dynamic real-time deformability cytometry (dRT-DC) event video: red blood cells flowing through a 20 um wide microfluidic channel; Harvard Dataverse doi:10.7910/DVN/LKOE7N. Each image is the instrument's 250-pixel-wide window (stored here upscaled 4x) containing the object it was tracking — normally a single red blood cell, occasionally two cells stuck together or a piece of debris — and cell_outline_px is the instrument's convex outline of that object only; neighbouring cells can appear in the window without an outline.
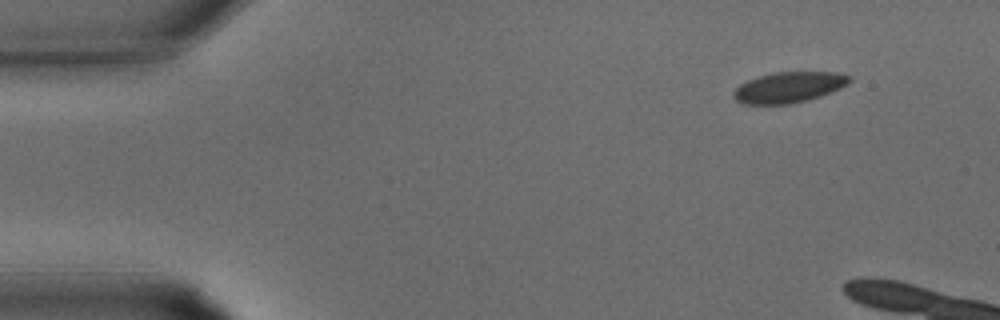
{"species": "common noctule bat (a hibernating species)", "species_latin": "Nyctalus noctula", "temperature_condition": "warm", "stored_images_in_passage": 5, "camera_frame_rate_fps": 3000, "um_per_image_px": 0.085, "animal": {"sex": "male", "body_mass_g": 15.6}, "frame": {"image": 1, "passage_image": 1, "time_ms": 0.0, "image_size_px": [1000, 320], "cell_outline_px": [[852, 80], [848, 84], [840, 88], [820, 96], [808, 100], [788, 104], [744, 104], [736, 100], [732, 96], [732, 92], [740, 84], [748, 80], [760, 76], [776, 72], [836, 72], [852, 76]], "centroid_in_image_um": [67.06, 7.42], "position_along_channel_um": 17.9, "area_um2": 20.75}}